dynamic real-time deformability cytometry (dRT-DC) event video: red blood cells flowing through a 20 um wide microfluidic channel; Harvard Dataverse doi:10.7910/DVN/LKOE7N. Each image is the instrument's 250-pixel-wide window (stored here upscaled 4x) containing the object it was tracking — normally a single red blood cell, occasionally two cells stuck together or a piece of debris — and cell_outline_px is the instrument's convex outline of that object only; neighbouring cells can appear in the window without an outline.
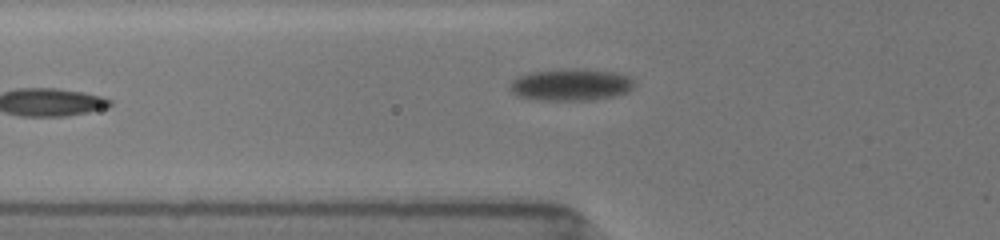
{"species": "common noctule bat (a hibernating species)", "species_latin": "Nyctalus noctula", "temperature_condition": "room temperature", "stored_images_in_passage": 10, "camera_frame_rate_fps": 3000, "um_per_image_px": 0.085, "animal": {"sex": "female", "body_mass_g": 19.5, "forearm_length_mm": 54.1}, "frame": {"image": 1, "passage_image": 10, "time_ms": 7.333, "image_size_px": [1000, 240], "cell_outline_px": [[632, 88], [628, 92], [612, 96], [588, 100], [540, 100], [520, 96], [512, 92], [508, 88], [512, 80], [520, 76], [532, 72], [564, 68], [572, 68], [612, 72], [628, 76], [632, 80]], "centroid_in_image_um": [48.49, 7.2], "position_along_channel_um": 77.3, "area_um2": 22.83}}